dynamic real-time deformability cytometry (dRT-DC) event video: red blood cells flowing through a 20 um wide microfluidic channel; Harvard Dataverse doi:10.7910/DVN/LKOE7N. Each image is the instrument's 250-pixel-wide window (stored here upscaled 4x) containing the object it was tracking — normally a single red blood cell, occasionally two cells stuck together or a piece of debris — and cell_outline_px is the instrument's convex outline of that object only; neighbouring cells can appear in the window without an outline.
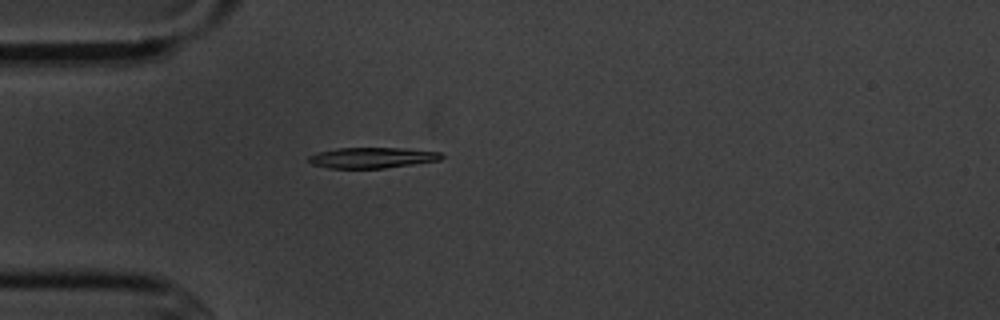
{"species": "common noctule bat (a hibernating species)", "species_latin": "Nyctalus noctula", "temperature_condition": "cold", "stored_images_in_passage": 4, "camera_frame_rate_fps": 3000, "um_per_image_px": 0.085, "animal": {"sex": "male", "body_mass_g": 20.1, "forearm_length_mm": 53.5}, "frame": {"image": 1, "passage_image": 4, "time_ms": 4.333, "image_size_px": [1000, 320], "cell_outline_px": [[444, 156], [440, 160], [384, 168], [328, 168], [312, 164], [308, 160], [308, 156], [316, 152], [336, 148], [404, 148], [444, 152]], "centroid_in_image_um": [31.64, 13.4], "position_along_channel_um": 53.4, "area_um2": 16.13}}